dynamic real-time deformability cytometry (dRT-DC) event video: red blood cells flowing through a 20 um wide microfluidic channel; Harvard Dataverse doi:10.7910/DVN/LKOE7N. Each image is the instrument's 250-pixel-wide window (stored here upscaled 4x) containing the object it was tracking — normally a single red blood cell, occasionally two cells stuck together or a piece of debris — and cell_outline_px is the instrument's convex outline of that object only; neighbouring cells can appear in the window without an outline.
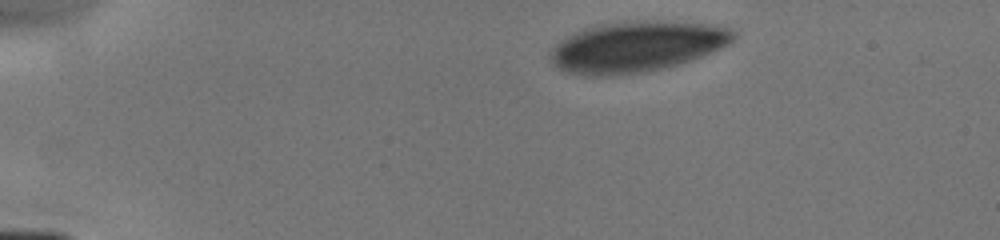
{"species": "human", "species_latin": "Homo sapiens", "temperature_condition": "cold", "stored_images_in_passage": 5, "camera_frame_rate_fps": 3000, "um_per_image_px": 0.085, "donor": {"sex": "male"}, "frame": {"image": 1, "passage_image": 1, "time_ms": 0.0, "image_size_px": [1000, 240], "cell_outline_px": [[736, 36], [728, 44], [720, 48], [692, 60], [680, 64], [644, 72], [608, 76], [588, 76], [564, 72], [552, 60], [552, 48], [560, 40], [584, 28], [600, 24], [628, 20], [660, 20], [716, 24], [728, 28], [736, 32]], "centroid_in_image_um": [54.15, 3.94], "position_along_channel_um": 30.8, "area_um2": 54.33}}